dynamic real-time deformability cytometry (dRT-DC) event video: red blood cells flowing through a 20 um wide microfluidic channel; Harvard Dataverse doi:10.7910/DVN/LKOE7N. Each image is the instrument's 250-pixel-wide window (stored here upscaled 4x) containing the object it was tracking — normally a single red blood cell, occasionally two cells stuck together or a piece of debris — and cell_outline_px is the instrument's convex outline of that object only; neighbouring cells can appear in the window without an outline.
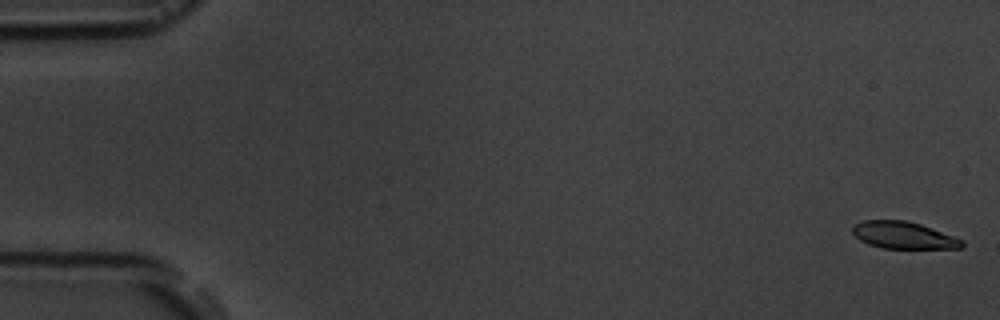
{"species": "common noctule bat (a hibernating species)", "species_latin": "Nyctalus noctula", "temperature_condition": "room temperature", "stored_images_in_passage": 10, "camera_frame_rate_fps": 3000, "um_per_image_px": 0.085, "animal": {"sex": "male", "body_mass_g": 19.5, "forearm_length_mm": 54.6}, "frame": {"image": 1, "passage_image": 1, "time_ms": 0.0, "image_size_px": [1000, 320], "cell_outline_px": [[964, 244], [960, 248], [884, 248], [868, 244], [860, 240], [852, 232], [852, 224], [864, 220], [904, 220], [920, 224], [964, 240]], "centroid_in_image_um": [76.76, 19.99], "position_along_channel_um": 8.2, "area_um2": 17.11}}
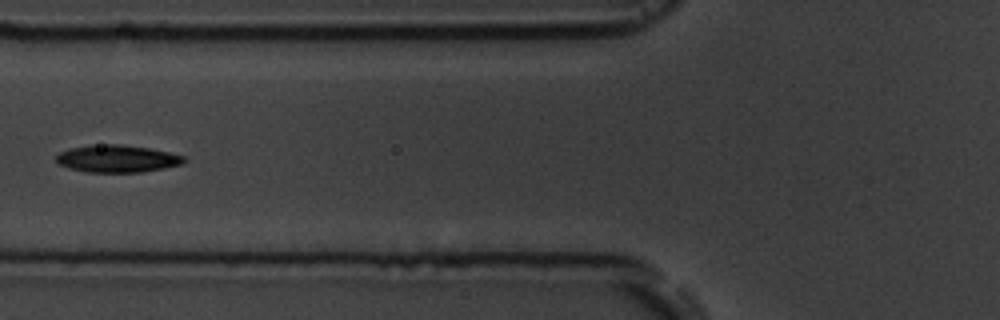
{"frame": {"image": 2, "passage_image": 7, "time_ms": 7.0, "image_size_px": [1000, 320], "cell_outline_px": [[188, 160], [184, 164], [164, 168], [140, 172], [88, 172], [68, 168], [60, 164], [56, 160], [56, 156], [60, 152], [68, 148], [108, 144], [120, 144], [148, 148], [168, 152], [184, 156]], "centroid_in_image_um": [9.99, 13.49], "position_along_channel_um": 115.8, "area_um2": 20.23}}
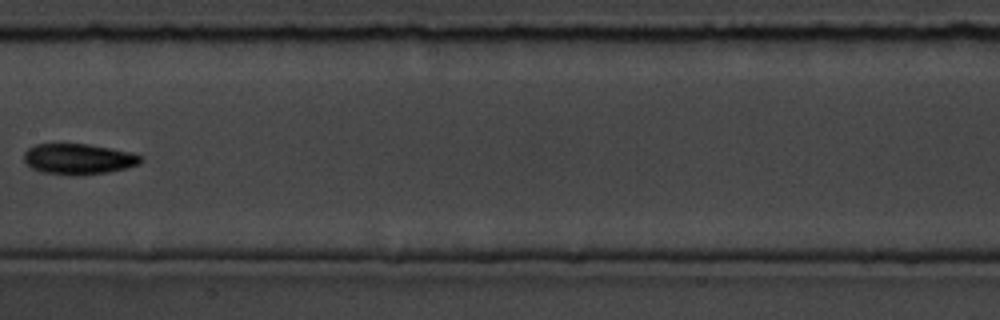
{"frame": {"image": 3, "passage_image": 9, "time_ms": 9.333, "image_size_px": [1000, 320], "cell_outline_px": [[144, 160], [140, 164], [128, 168], [108, 172], [76, 176], [72, 176], [40, 172], [32, 168], [24, 160], [24, 152], [28, 148], [36, 144], [88, 144], [112, 148], [132, 152], [144, 156]], "centroid_in_image_um": [6.72, 13.52], "position_along_channel_um": 200.7, "area_um2": 21.27}}